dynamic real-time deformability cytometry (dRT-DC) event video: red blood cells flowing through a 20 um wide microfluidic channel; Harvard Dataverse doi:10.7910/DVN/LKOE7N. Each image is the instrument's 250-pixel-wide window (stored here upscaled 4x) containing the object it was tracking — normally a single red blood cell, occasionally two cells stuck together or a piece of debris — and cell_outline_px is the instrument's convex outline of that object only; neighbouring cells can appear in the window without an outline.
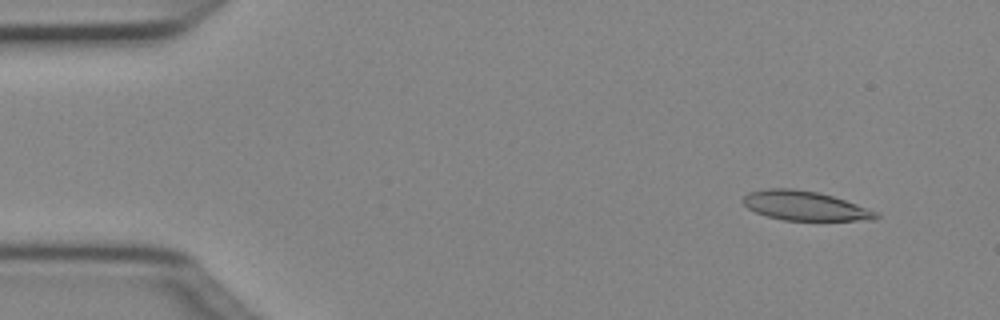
{"species": "Egyptian fruit bat (a non-hibernating species)", "species_latin": "Rousettus aegyptiacus", "temperature_condition": "cold", "stored_images_in_passage": 47, "camera_frame_rate_fps": 3000, "um_per_image_px": 0.085, "animal": {"sex": "female"}, "frame": {"image": 1, "passage_image": 2, "time_ms": 0.333, "image_size_px": [1000, 320], "cell_outline_px": [[880, 216], [872, 220], [784, 220], [768, 216], [756, 212], [748, 208], [740, 200], [748, 192], [768, 188], [792, 188], [816, 192], [832, 196], [856, 204], [876, 212]], "centroid_in_image_um": [68.36, 17.48], "position_along_channel_um": 16.6, "area_um2": 22.48}}
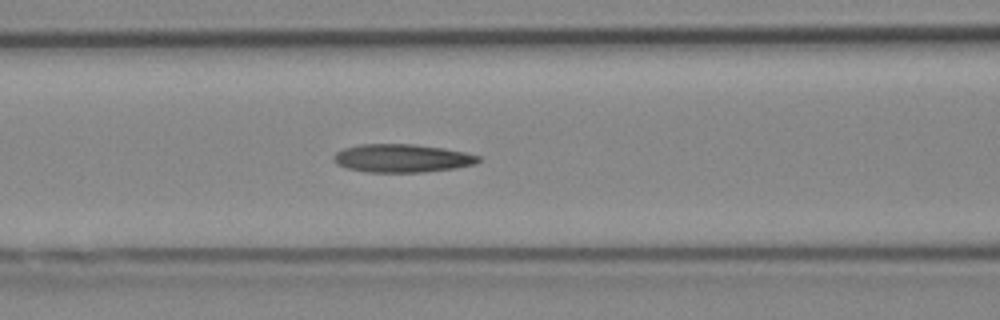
{"frame": {"image": 2, "passage_image": 18, "time_ms": 5.667, "image_size_px": [1000, 320], "cell_outline_px": [[480, 160], [476, 164], [456, 168], [424, 172], [368, 172], [348, 168], [336, 164], [332, 160], [332, 156], [336, 152], [344, 148], [360, 144], [412, 144], [444, 148], [464, 152], [480, 156]], "centroid_in_image_um": [34.16, 13.45], "position_along_channel_um": 132.4, "area_um2": 23.87}}
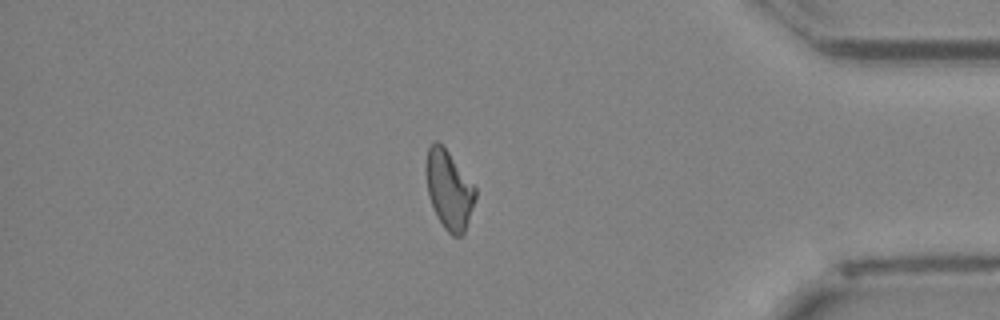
{"frame": {"image": 3, "passage_image": 40, "time_ms": 13.0, "image_size_px": [1000, 320], "cell_outline_px": [[476, 196], [464, 236], [452, 236], [444, 228], [436, 216], [428, 196], [424, 168], [428, 148], [432, 140], [436, 140], [448, 152], [476, 188]], "centroid_in_image_um": [38.14, 16.15], "position_along_channel_um": 397.1, "area_um2": 22.77}, "authors_computed_cell_mechanics": {"area_um2": 23.2934, "velocity_mm_per_s": 4.055, "shape_relaxation_time_tau1_ms": 4.5104, "shape_relaxation_time_tau2_ms": 5.8194, "deformation_change_tau1": 0.1594, "deformation_change_tau2": 0.1789}}